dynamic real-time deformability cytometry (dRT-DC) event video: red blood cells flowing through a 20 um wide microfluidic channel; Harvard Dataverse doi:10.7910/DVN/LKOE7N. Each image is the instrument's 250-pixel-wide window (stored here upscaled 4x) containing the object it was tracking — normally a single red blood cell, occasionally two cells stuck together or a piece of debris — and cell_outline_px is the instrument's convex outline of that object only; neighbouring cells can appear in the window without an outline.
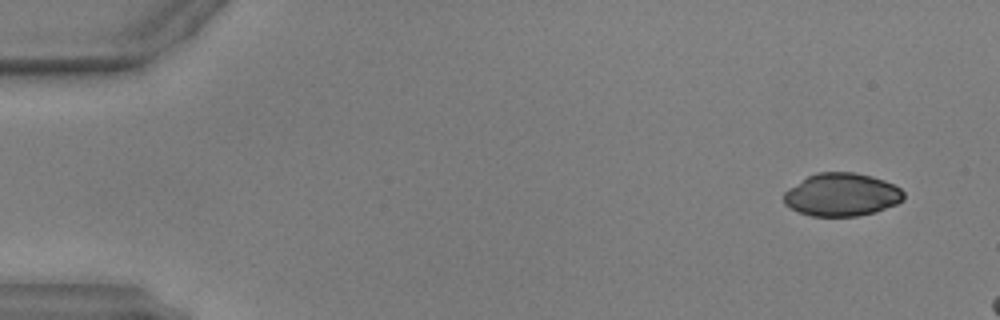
{"species": "common noctule bat (a hibernating species)", "species_latin": "Nyctalus noctula", "temperature_condition": "warm", "stored_images_in_passage": 12, "camera_frame_rate_fps": 3000, "um_per_image_px": 0.085, "animal": {"sex": "male", "body_mass_g": 17.9, "forearm_length_mm": 54.2}, "frame": {"image": 1, "passage_image": 4, "time_ms": 1.0, "image_size_px": [1000, 320], "cell_outline_px": [[904, 200], [896, 204], [876, 212], [856, 216], [812, 216], [800, 212], [784, 204], [784, 192], [788, 188], [808, 176], [816, 172], [856, 172], [872, 176], [884, 180], [900, 188], [904, 192]], "centroid_in_image_um": [71.56, 16.54], "position_along_channel_um": 13.4, "area_um2": 30.06}}